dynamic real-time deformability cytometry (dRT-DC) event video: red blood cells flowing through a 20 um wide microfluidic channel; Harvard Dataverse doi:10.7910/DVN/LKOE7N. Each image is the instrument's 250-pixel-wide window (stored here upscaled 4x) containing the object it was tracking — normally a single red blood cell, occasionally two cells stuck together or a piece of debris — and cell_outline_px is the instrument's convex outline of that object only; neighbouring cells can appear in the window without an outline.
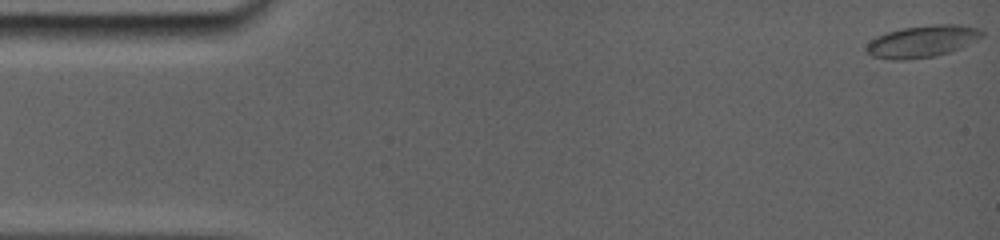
{"species": "common noctule bat (a hibernating species)", "species_latin": "Nyctalus noctula", "temperature_condition": "room temperature", "stored_images_in_passage": 13, "camera_frame_rate_fps": 5000, "um_per_image_px": 0.085, "animal": {"sex": "female", "body_mass_g": 19.0, "forearm_length_mm": 56.7}, "frame": {"image": 1, "passage_image": 1, "time_ms": 0.0, "image_size_px": [1000, 240], "cell_outline_px": [[984, 36], [968, 44], [948, 52], [936, 56], [904, 60], [892, 60], [872, 56], [864, 48], [876, 36], [888, 32], [904, 28], [932, 24], [960, 24], [980, 28], [984, 32]], "centroid_in_image_um": [78.42, 3.51], "position_along_channel_um": 6.6, "area_um2": 21.44}}
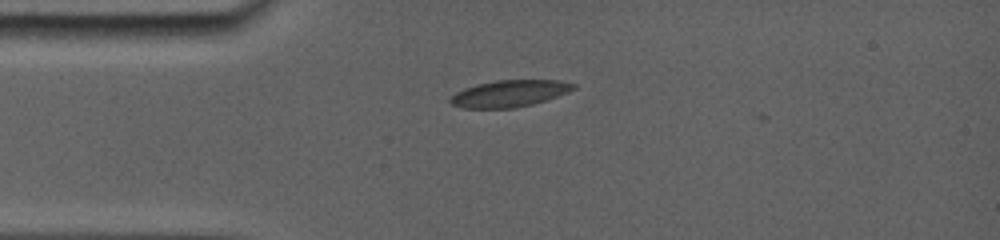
{"frame": {"image": 2, "passage_image": 10, "time_ms": 3.8, "image_size_px": [1000, 240], "cell_outline_px": [[576, 88], [568, 92], [532, 104], [512, 108], [464, 108], [452, 104], [448, 100], [448, 96], [464, 88], [476, 84], [496, 80], [560, 80], [576, 84]], "centroid_in_image_um": [43.26, 7.94], "position_along_channel_um": 41.7, "area_um2": 19.19}}
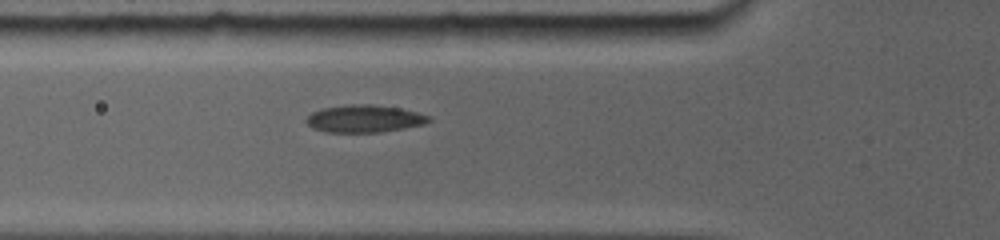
{"frame": {"image": 3, "passage_image": 13, "time_ms": 5.6, "image_size_px": [1000, 240], "cell_outline_px": [[432, 120], [424, 124], [376, 132], [328, 132], [316, 128], [308, 124], [304, 120], [312, 112], [320, 108], [348, 104], [372, 104], [400, 108], [432, 116]], "centroid_in_image_um": [30.97, 10.06], "position_along_channel_um": 94.8, "area_um2": 19.42}}